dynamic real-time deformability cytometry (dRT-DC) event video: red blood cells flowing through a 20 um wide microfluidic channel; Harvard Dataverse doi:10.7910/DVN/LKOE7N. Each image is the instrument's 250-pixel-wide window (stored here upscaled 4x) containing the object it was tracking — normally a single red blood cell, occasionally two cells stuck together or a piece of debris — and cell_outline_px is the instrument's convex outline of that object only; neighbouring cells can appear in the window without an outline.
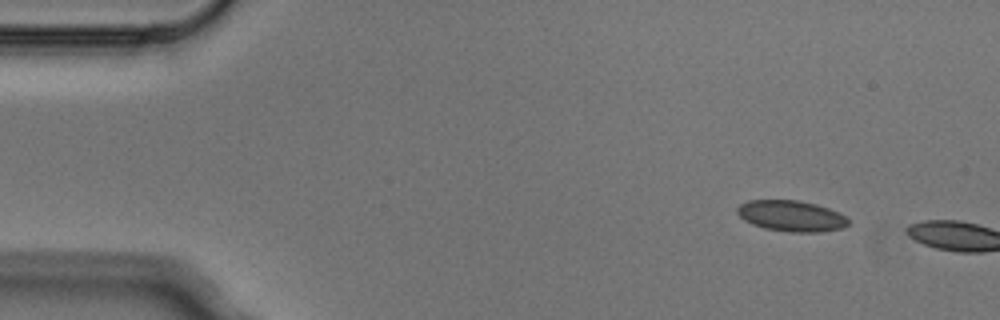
{"species": "Egyptian fruit bat (a non-hibernating species)", "species_latin": "Rousettus aegyptiacus", "temperature_condition": "cold", "stored_images_in_passage": 3, "camera_frame_rate_fps": 3000, "um_per_image_px": 0.085, "animal": {"sex": "male"}, "frame": {"image": 1, "passage_image": 1, "time_ms": 0.0, "image_size_px": [1000, 320], "cell_outline_px": [[848, 224], [840, 228], [820, 232], [788, 232], [764, 228], [752, 224], [744, 220], [736, 212], [736, 208], [740, 204], [748, 200], [800, 200], [816, 204], [828, 208], [844, 216], [848, 220]], "centroid_in_image_um": [67.21, 18.35], "position_along_channel_um": 17.8, "area_um2": 19.94}}